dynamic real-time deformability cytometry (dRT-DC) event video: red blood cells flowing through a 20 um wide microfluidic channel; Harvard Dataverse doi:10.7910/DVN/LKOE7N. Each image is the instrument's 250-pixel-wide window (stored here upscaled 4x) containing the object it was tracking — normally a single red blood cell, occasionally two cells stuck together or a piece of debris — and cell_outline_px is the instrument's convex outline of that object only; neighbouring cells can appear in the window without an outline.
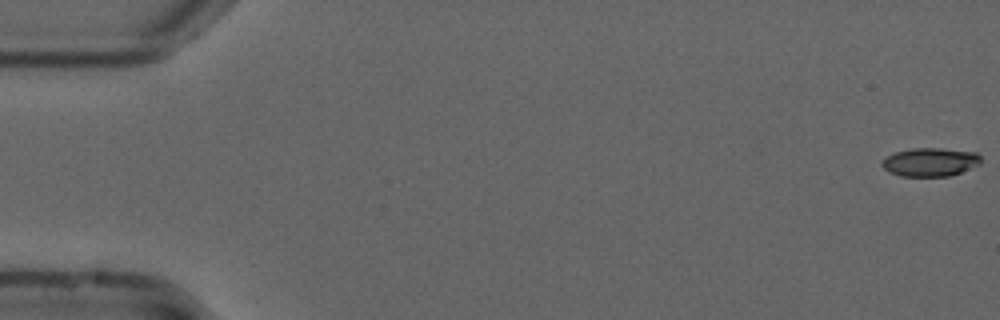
{"species": "common noctule bat (a hibernating species)", "species_latin": "Nyctalus noctula", "temperature_condition": "cold", "stored_images_in_passage": 14, "camera_frame_rate_fps": 3000, "um_per_image_px": 0.085, "animal": {"sex": "male", "forearm_length_mm": 52.5}, "frame": {"image": 1, "passage_image": 1, "time_ms": 0.0, "image_size_px": [1000, 320], "cell_outline_px": [[980, 164], [960, 172], [948, 176], [900, 176], [888, 172], [880, 164], [888, 156], [896, 152], [912, 148], [940, 148], [976, 152], [980, 156]], "centroid_in_image_um": [79.06, 13.77], "position_along_channel_um": 5.9, "area_um2": 16.3}}